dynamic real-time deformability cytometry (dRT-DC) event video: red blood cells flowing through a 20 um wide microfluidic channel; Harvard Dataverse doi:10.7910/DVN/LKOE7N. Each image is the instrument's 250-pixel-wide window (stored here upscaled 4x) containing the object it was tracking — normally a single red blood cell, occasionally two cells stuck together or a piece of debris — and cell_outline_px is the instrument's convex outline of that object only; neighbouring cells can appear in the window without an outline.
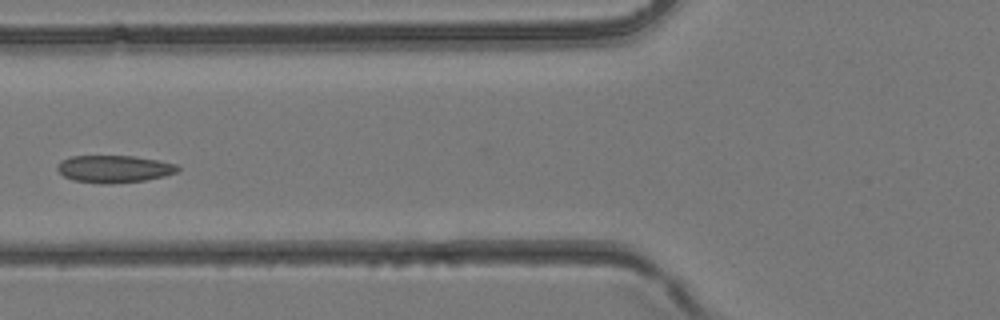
{"species": "common noctule bat (a hibernating species)", "species_latin": "Nyctalus noctula", "temperature_condition": "room temperature", "stored_images_in_passage": 5, "camera_frame_rate_fps": 3000, "um_per_image_px": 0.085, "animal": {"sex": "female", "body_mass_g": 24.6, "forearm_length_mm": 56.2}, "frame": {"image": 1, "passage_image": 5, "time_ms": 1.333, "image_size_px": [1000, 320], "cell_outline_px": [[180, 168], [176, 172], [164, 176], [144, 180], [108, 184], [100, 184], [72, 180], [64, 176], [56, 168], [56, 164], [60, 160], [68, 156], [132, 156], [156, 160], [176, 164]], "centroid_in_image_um": [9.63, 14.36], "position_along_channel_um": 116.2, "area_um2": 19.19}}